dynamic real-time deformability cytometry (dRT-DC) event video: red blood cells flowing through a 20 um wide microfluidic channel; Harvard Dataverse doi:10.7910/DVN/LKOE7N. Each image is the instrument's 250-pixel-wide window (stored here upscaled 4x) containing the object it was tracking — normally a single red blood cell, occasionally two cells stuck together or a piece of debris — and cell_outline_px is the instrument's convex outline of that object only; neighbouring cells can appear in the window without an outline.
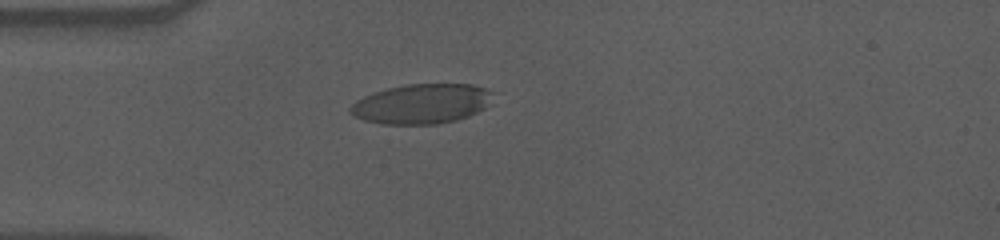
{"species": "human", "species_latin": "Homo sapiens", "temperature_condition": "cold", "stored_images_in_passage": 50, "camera_frame_rate_fps": 3000, "um_per_image_px": 0.085, "donor": {"sex": "male"}, "frame": {"image": 1, "passage_image": 8, "time_ms": 2.333, "image_size_px": [1000, 240], "cell_outline_px": [[500, 92], [492, 104], [468, 116], [456, 120], [436, 124], [380, 124], [364, 120], [348, 112], [348, 108], [356, 100], [364, 96], [388, 88], [408, 84], [472, 84], [488, 88]], "centroid_in_image_um": [35.95, 8.81], "position_along_channel_um": 49.1, "area_um2": 33.64}}
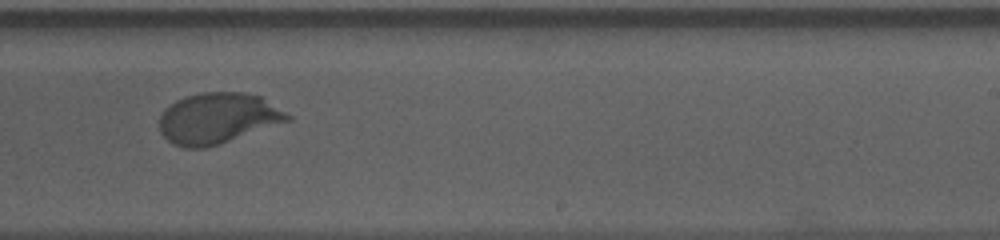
{"frame": {"image": 2, "passage_image": 28, "time_ms": 9.0, "image_size_px": [1000, 240], "cell_outline_px": [[292, 120], [220, 144], [204, 148], [184, 148], [172, 144], [160, 132], [160, 116], [164, 108], [176, 100], [184, 96], [204, 92], [244, 92], [260, 96], [292, 116]], "centroid_in_image_um": [18.5, 10.06], "position_along_channel_um": 270.5, "area_um2": 38.09}}
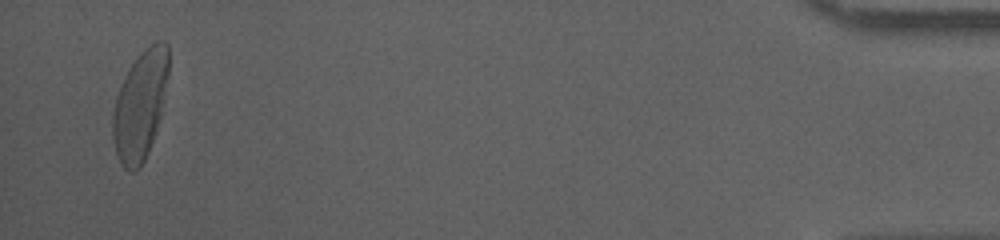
{"frame": {"image": 3, "passage_image": 48, "time_ms": 15.667, "image_size_px": [1000, 240], "cell_outline_px": [[168, 76], [160, 116], [148, 152], [140, 168], [136, 172], [128, 172], [120, 164], [116, 152], [112, 136], [112, 112], [116, 96], [120, 84], [128, 68], [140, 52], [144, 48], [156, 40], [164, 40], [168, 44]], "centroid_in_image_um": [11.89, 8.93], "position_along_channel_um": 423.3, "area_um2": 35.72}, "authors_computed_cell_mechanics": {"area_um2": 36.5585, "velocity_mm_per_s": 3.5267, "shape_relaxation_time_tau1_ms": 3.3237, "shape_relaxation_time_tau2_ms": null, "deformation_change_tau1": 0.1816, "deformation_change_tau2": null}}